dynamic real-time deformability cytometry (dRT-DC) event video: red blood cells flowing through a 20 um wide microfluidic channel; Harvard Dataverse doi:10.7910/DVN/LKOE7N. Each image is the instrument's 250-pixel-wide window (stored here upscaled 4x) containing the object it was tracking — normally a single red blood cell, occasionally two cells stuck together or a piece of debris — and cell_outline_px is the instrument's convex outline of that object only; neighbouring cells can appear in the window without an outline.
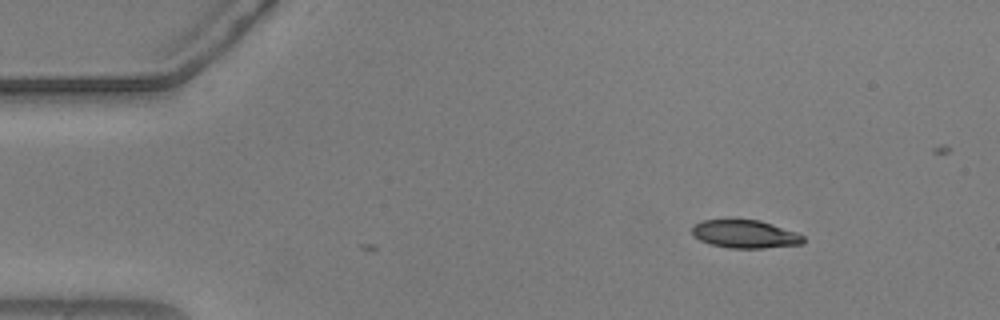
{"species": "common noctule bat (a hibernating species)", "species_latin": "Nyctalus noctula", "temperature_condition": "warm", "stored_images_in_passage": 3, "camera_frame_rate_fps": 3000, "um_per_image_px": 0.085, "animal": {"sex": "male", "body_mass_g": 20.5, "forearm_length_mm": 52.5}, "frame": {"image": 1, "passage_image": 1, "time_ms": 0.0, "image_size_px": [1000, 320], "cell_outline_px": [[804, 244], [764, 248], [728, 248], [712, 244], [700, 240], [692, 236], [692, 224], [704, 220], [760, 220], [796, 232], [804, 236]], "centroid_in_image_um": [63.33, 19.9], "position_along_channel_um": 21.7, "area_um2": 18.21}}